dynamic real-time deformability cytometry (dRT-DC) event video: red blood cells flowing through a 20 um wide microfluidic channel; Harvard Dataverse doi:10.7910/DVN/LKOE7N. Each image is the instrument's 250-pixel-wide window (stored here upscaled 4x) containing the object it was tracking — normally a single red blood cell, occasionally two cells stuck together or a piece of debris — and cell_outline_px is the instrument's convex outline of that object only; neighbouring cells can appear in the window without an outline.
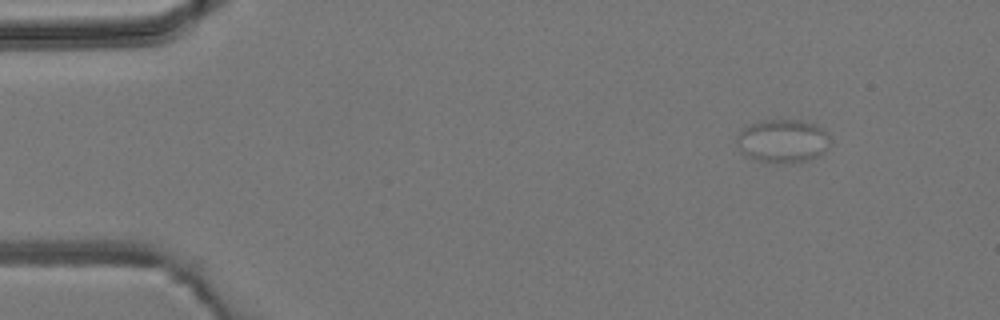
{"species": "common noctule bat (a hibernating species)", "species_latin": "Nyctalus noctula", "temperature_condition": "room temperature", "stored_images_in_passage": 5, "camera_frame_rate_fps": 3000, "um_per_image_px": 0.085, "animal": {"sex": "male", "body_mass_g": 19.2, "forearm_length_mm": 51.8}, "frame": {"image": 1, "passage_image": 1, "time_ms": 0.0, "image_size_px": [1000, 320], "cell_outline_px": [[828, 136], [824, 148], [816, 156], [808, 160], [756, 160], [740, 152], [736, 144], [736, 136], [748, 124], [764, 120], [800, 120], [816, 124], [828, 132]], "centroid_in_image_um": [66.45, 11.92], "position_along_channel_um": 18.5, "area_um2": 22.66}}